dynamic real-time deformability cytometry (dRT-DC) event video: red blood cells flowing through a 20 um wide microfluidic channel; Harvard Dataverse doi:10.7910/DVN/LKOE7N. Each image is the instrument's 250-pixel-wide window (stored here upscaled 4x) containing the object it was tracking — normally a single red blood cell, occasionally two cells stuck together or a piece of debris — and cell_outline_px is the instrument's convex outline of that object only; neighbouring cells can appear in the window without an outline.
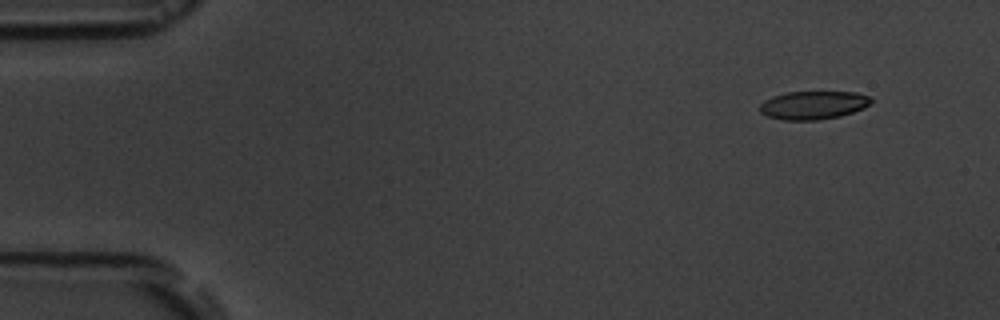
{"species": "common noctule bat (a hibernating species)", "species_latin": "Nyctalus noctula", "temperature_condition": "room temperature", "stored_images_in_passage": 14, "camera_frame_rate_fps": 3000, "um_per_image_px": 0.085, "animal": {"sex": "male", "body_mass_g": 19.5, "forearm_length_mm": 54.6}, "frame": {"image": 1, "passage_image": 1, "time_ms": 0.0, "image_size_px": [1000, 320], "cell_outline_px": [[872, 100], [864, 108], [840, 116], [820, 120], [784, 120], [768, 116], [760, 112], [760, 104], [764, 100], [772, 96], [788, 92], [856, 92], [868, 96]], "centroid_in_image_um": [69.11, 8.94], "position_along_channel_um": 15.9, "area_um2": 18.26}}
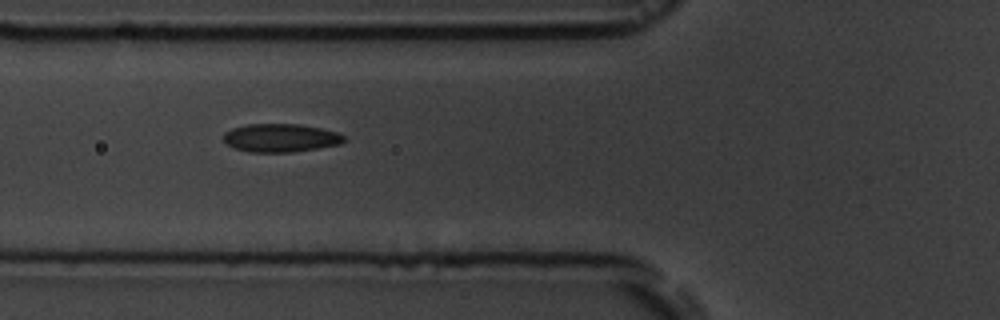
{"frame": {"image": 2, "passage_image": 5, "time_ms": 5.333, "image_size_px": [1000, 320], "cell_outline_px": [[344, 140], [340, 144], [292, 152], [248, 152], [232, 148], [224, 144], [224, 132], [232, 128], [248, 124], [296, 124], [320, 128], [336, 132], [344, 136]], "centroid_in_image_um": [23.78, 11.72], "position_along_channel_um": 102.0, "area_um2": 19.83}}
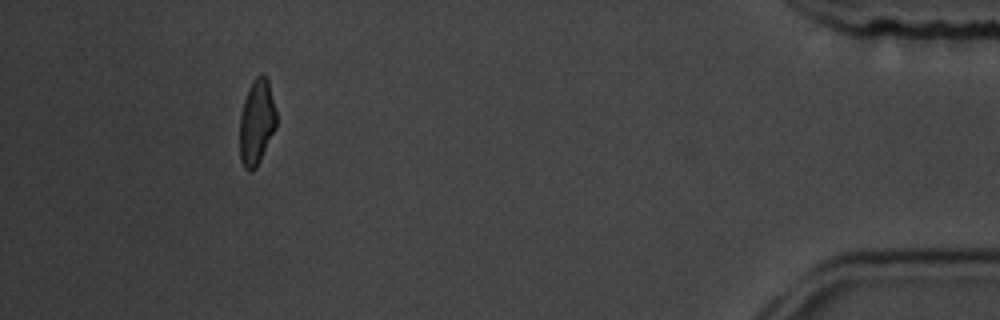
{"frame": {"image": 3, "passage_image": 14, "time_ms": 15.667, "image_size_px": [1000, 320], "cell_outline_px": [[276, 128], [256, 168], [252, 172], [248, 172], [244, 168], [240, 160], [240, 116], [244, 100], [248, 88], [252, 80], [260, 72], [268, 80], [276, 112]], "centroid_in_image_um": [21.81, 10.4], "position_along_channel_um": 413.4, "area_um2": 18.32}, "authors_computed_cell_mechanics": {"area_um2": 19.4786, "velocity_mm_per_s": 3.6359, "shape_relaxation_time_tau1_ms": 3.169, "shape_relaxation_time_tau2_ms": 1.7095, "deformation_change_tau1": 0.0858, "deformation_change_tau2": 0.0486}}